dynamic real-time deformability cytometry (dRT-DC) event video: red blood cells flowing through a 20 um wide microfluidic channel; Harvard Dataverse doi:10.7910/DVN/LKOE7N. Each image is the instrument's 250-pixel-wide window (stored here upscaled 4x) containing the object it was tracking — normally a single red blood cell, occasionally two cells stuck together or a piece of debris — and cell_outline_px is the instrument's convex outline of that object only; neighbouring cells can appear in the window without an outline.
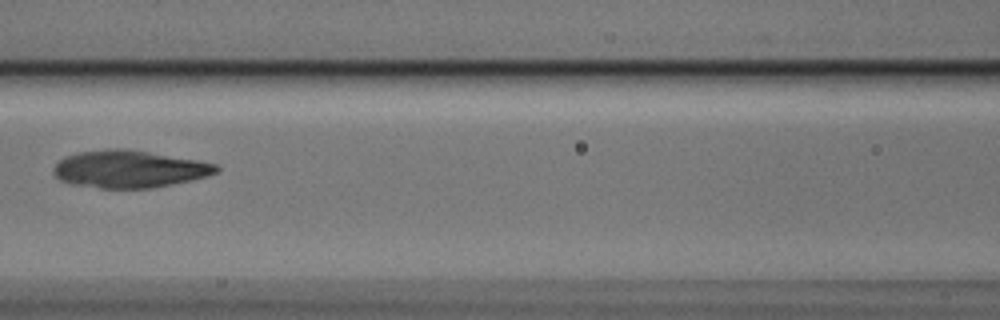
{"species": "Egyptian fruit bat (a non-hibernating species)", "species_latin": "Rousettus aegyptiacus", "temperature_condition": "cold", "stored_images_in_passage": 4, "camera_frame_rate_fps": 3000, "um_per_image_px": 0.085, "animal": {"sex": "male"}, "frame": {"image": 1, "passage_image": 4, "time_ms": 1.0, "image_size_px": [1000, 320], "cell_outline_px": [[220, 168], [216, 172], [208, 176], [172, 184], [152, 188], [100, 188], [72, 184], [60, 180], [52, 172], [52, 168], [60, 160], [76, 152], [108, 148], [124, 148], [196, 160], [216, 164]], "centroid_in_image_um": [10.95, 14.37], "position_along_channel_um": 155.7, "area_um2": 35.26}}